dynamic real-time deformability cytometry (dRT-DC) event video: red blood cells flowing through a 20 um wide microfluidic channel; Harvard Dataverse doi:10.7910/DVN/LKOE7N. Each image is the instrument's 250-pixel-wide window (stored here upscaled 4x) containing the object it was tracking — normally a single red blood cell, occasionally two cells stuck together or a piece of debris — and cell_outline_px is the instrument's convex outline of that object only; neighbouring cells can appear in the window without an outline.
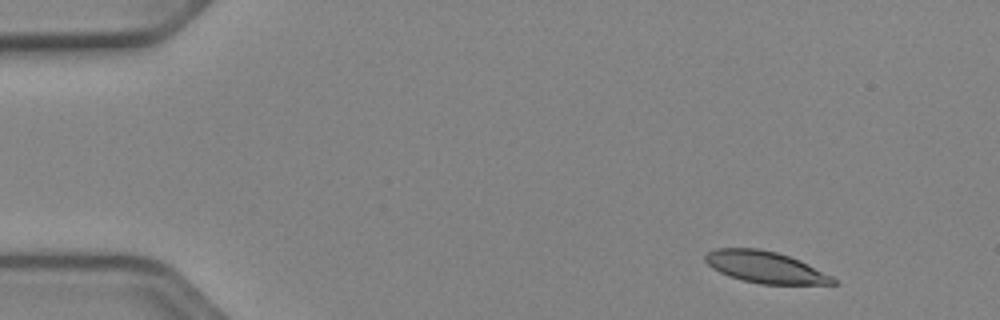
{"species": "Egyptian fruit bat (a non-hibernating species)", "species_latin": "Rousettus aegyptiacus", "temperature_condition": "cold", "stored_images_in_passage": 48, "camera_frame_rate_fps": 3000, "um_per_image_px": 0.085, "animal": {"sex": "female"}, "frame": {"image": 1, "passage_image": 1, "time_ms": 0.0, "image_size_px": [1000, 320], "cell_outline_px": [[840, 284], [760, 284], [728, 276], [712, 268], [704, 260], [704, 256], [708, 252], [716, 248], [756, 248], [776, 252], [800, 260], [832, 276]], "centroid_in_image_um": [65.04, 22.71], "position_along_channel_um": 20.0, "area_um2": 23.47}}
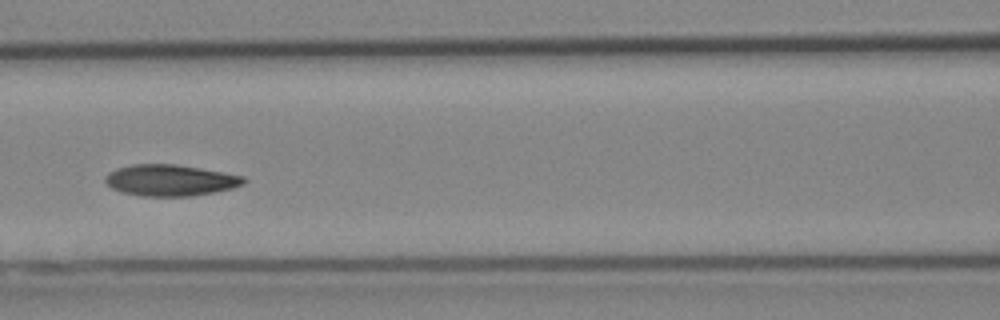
{"frame": {"image": 2, "passage_image": 19, "time_ms": 6.0, "image_size_px": [1000, 320], "cell_outline_px": [[248, 180], [244, 184], [232, 188], [192, 196], [140, 196], [120, 192], [112, 188], [104, 180], [104, 176], [108, 172], [116, 168], [132, 164], [176, 164], [224, 172], [244, 176]], "centroid_in_image_um": [14.45, 15.32], "position_along_channel_um": 152.1, "area_um2": 25.43}}
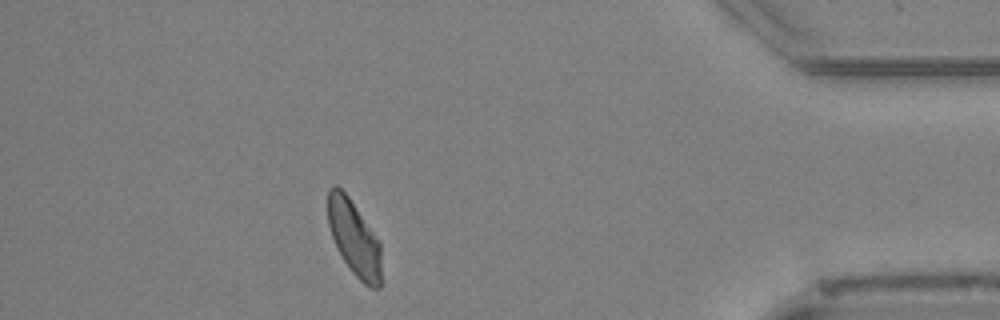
{"frame": {"image": 3, "passage_image": 42, "time_ms": 13.667, "image_size_px": [1000, 320], "cell_outline_px": [[380, 288], [372, 288], [364, 284], [352, 272], [336, 248], [328, 224], [328, 188], [332, 184], [336, 184], [348, 196], [380, 240]], "centroid_in_image_um": [30.09, 20.21], "position_along_channel_um": 405.1, "area_um2": 23.41}, "authors_computed_cell_mechanics": {"area_um2": 24.3338, "velocity_mm_per_s": 3.8743, "shape_relaxation_time_tau1_ms": 4.2806, "shape_relaxation_time_tau2_ms": 3.5455, "deformation_change_tau1": 0.1284, "deformation_change_tau2": 0.0782}}